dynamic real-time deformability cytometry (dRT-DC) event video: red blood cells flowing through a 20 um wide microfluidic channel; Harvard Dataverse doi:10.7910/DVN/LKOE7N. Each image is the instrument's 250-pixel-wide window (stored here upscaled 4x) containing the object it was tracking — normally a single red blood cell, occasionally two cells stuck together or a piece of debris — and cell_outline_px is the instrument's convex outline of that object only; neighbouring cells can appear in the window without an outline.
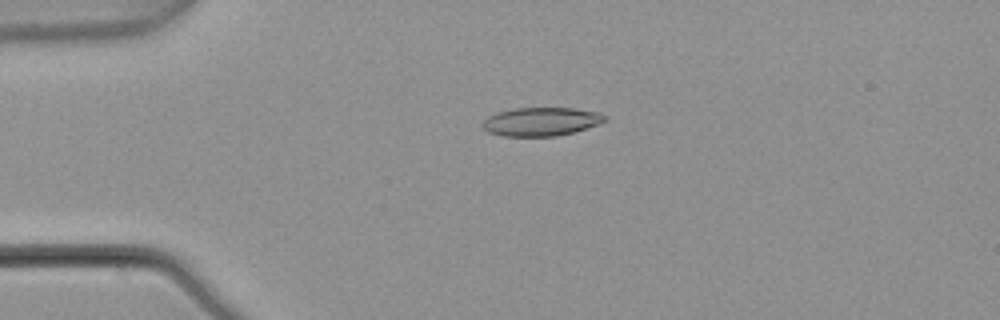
{"species": "common noctule bat (a hibernating species)", "species_latin": "Nyctalus noctula", "temperature_condition": "warm", "stored_images_in_passage": 2, "camera_frame_rate_fps": 3000, "um_per_image_px": 0.085, "animal": {"sex": "male", "body_mass_g": 21.5, "forearm_length_mm": 52.0}, "frame": {"image": 1, "passage_image": 1, "time_ms": 0.0, "image_size_px": [1000, 320], "cell_outline_px": [[608, 120], [600, 124], [572, 132], [556, 136], [504, 136], [488, 132], [480, 124], [488, 116], [496, 112], [512, 108], [576, 108], [596, 112], [608, 116]], "centroid_in_image_um": [45.99, 10.33], "position_along_channel_um": 39.0, "area_um2": 20.46}}